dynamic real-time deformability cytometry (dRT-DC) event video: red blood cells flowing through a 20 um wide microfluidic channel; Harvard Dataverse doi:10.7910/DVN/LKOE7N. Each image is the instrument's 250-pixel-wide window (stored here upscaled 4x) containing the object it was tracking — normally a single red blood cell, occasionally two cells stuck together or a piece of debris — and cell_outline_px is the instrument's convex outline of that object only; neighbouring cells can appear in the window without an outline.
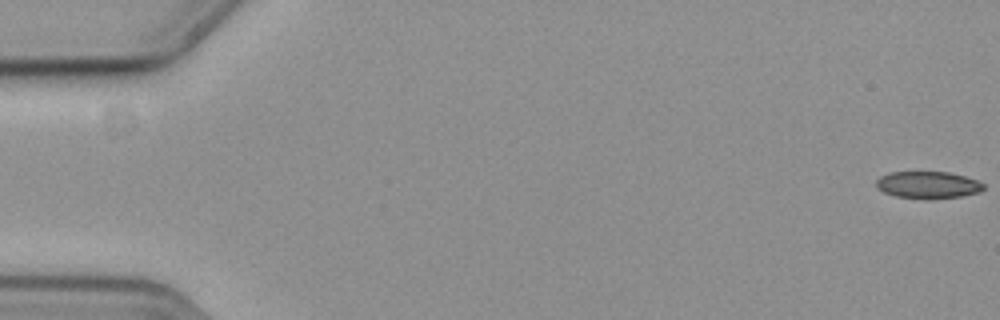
{"species": "common noctule bat (a hibernating species)", "species_latin": "Nyctalus noctula", "temperature_condition": "cold", "stored_images_in_passage": 50, "camera_frame_rate_fps": 3000, "um_per_image_px": 0.085, "animal": {"sex": "female", "body_mass_g": 19.3, "forearm_length_mm": 54.1}, "frame": {"image": 1, "passage_image": 1, "time_ms": 0.0, "image_size_px": [1000, 320], "cell_outline_px": [[984, 188], [976, 192], [960, 196], [896, 196], [884, 192], [876, 188], [876, 180], [880, 176], [892, 172], [948, 172], [964, 176], [976, 180], [984, 184]], "centroid_in_image_um": [78.83, 15.66], "position_along_channel_um": 6.2, "area_um2": 15.95}}
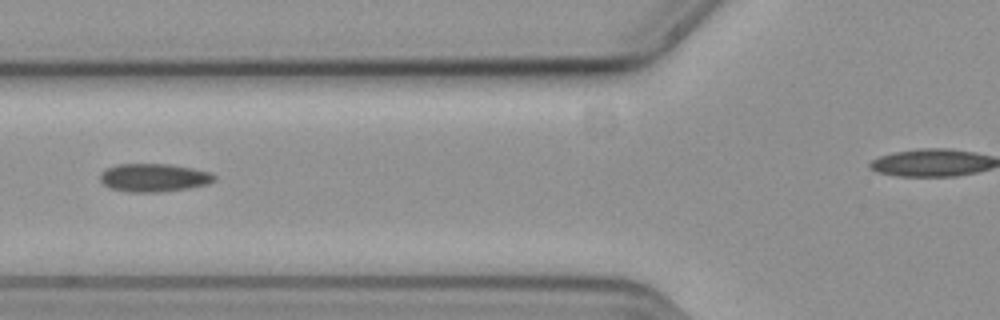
{"frame": {"image": 2, "passage_image": 23, "time_ms": 7.333, "image_size_px": [1000, 320], "cell_outline_px": [[216, 180], [208, 184], [188, 188], [160, 192], [128, 192], [112, 188], [104, 184], [100, 180], [100, 172], [116, 164], [172, 164], [212, 172], [216, 176]], "centroid_in_image_um": [13.11, 15.09], "position_along_channel_um": 112.7, "area_um2": 18.84}}
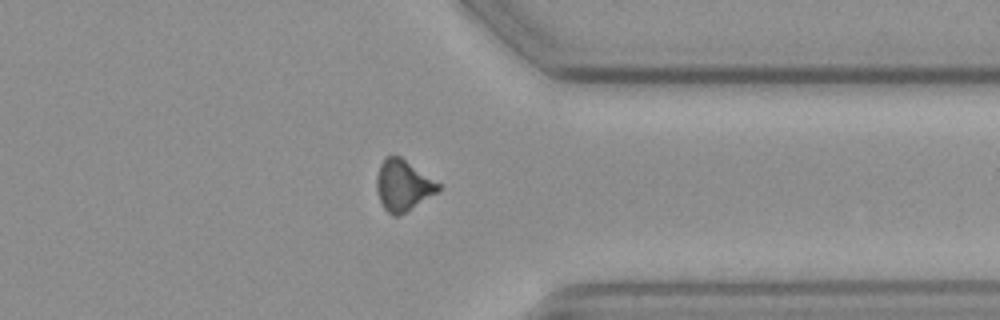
{"frame": {"image": 3, "passage_image": 45, "time_ms": 14.667, "image_size_px": [1000, 320], "cell_outline_px": [[440, 188], [436, 192], [400, 216], [392, 216], [384, 208], [380, 200], [376, 188], [376, 180], [380, 164], [384, 156], [400, 156], [440, 184]], "centroid_in_image_um": [34.22, 15.76], "position_along_channel_um": 377.2, "area_um2": 18.03}}